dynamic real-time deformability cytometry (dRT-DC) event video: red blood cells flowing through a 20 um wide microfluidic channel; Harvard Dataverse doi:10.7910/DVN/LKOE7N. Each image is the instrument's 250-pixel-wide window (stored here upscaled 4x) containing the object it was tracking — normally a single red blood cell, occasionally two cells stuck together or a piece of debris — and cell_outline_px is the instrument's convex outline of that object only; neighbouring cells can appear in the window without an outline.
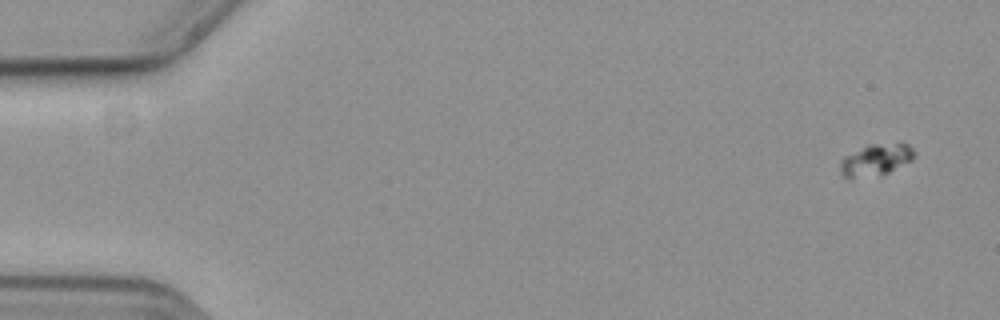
{"species": "common noctule bat (a hibernating species)", "species_latin": "Nyctalus noctula", "temperature_condition": "cold", "stored_images_in_passage": 15, "camera_frame_rate_fps": 3000, "um_per_image_px": 0.085, "animal": {"sex": "female", "body_mass_g": 19.3, "forearm_length_mm": 54.1}, "frame": {"image": 1, "passage_image": 1, "time_ms": 0.0, "image_size_px": [1000, 320], "cell_outline_px": [[916, 152], [912, 160], [880, 176], [844, 176], [840, 172], [840, 160], [844, 156], [868, 144], [908, 144]], "centroid_in_image_um": [74.45, 13.57], "position_along_channel_um": 10.6, "area_um2": 13.41}}
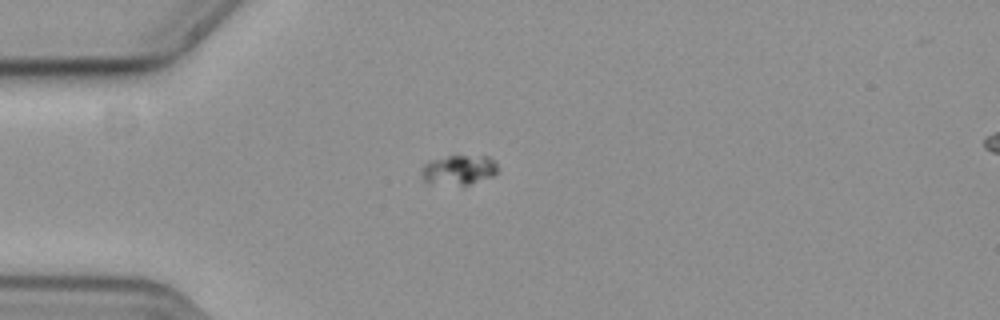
{"frame": {"image": 2, "passage_image": 14, "time_ms": 4.333, "image_size_px": [1000, 320], "cell_outline_px": [[496, 172], [492, 176], [468, 184], [428, 184], [424, 180], [424, 164], [428, 160], [448, 156], [488, 156], [496, 164]], "centroid_in_image_um": [38.97, 14.43], "position_along_channel_um": 46.0, "area_um2": 12.83}}